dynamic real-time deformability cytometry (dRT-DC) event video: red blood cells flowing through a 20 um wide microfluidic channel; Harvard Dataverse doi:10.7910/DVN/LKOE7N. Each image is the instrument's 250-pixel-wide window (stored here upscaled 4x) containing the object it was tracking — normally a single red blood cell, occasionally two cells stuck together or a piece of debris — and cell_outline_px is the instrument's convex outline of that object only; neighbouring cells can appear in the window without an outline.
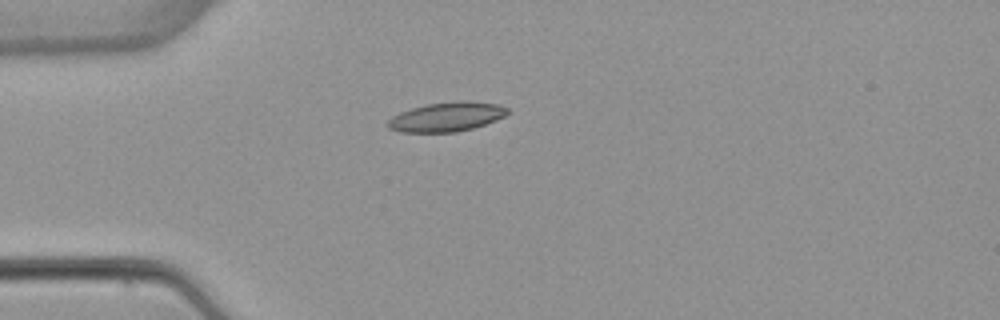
{"species": "common noctule bat (a hibernating species)", "species_latin": "Nyctalus noctula", "temperature_condition": "warm", "stored_images_in_passage": 1, "camera_frame_rate_fps": 3000, "um_per_image_px": 0.085, "animal": {"sex": "female", "body_mass_g": 22.7, "forearm_length_mm": 54.2}, "frame": {"image": 1, "passage_image": 1, "time_ms": 0.0, "image_size_px": [1000, 320], "cell_outline_px": [[508, 112], [504, 116], [496, 120], [472, 128], [456, 132], [400, 132], [388, 128], [384, 124], [392, 116], [400, 112], [412, 108], [428, 104], [460, 100], [500, 104], [508, 108]], "centroid_in_image_um": [37.93, 9.93], "position_along_channel_um": 47.1, "area_um2": 20.46}}